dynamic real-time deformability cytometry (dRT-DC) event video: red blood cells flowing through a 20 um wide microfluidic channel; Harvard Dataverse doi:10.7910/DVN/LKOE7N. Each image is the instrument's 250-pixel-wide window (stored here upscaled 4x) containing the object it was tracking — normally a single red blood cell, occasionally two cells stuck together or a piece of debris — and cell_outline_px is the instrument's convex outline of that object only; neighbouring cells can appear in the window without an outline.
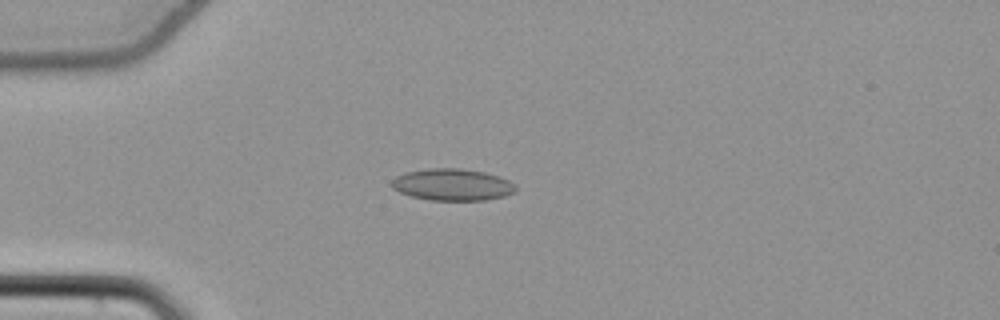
{"species": "common noctule bat (a hibernating species)", "species_latin": "Nyctalus noctula", "temperature_condition": "cold", "stored_images_in_passage": 42, "camera_frame_rate_fps": 3000, "um_per_image_px": 0.085, "animal": {"sex": "female", "body_mass_g": 22.7, "forearm_length_mm": 54.2}, "frame": {"image": 1, "passage_image": 3, "time_ms": 0.667, "image_size_px": [1000, 320], "cell_outline_px": [[516, 188], [512, 192], [504, 196], [484, 200], [432, 200], [412, 196], [400, 192], [392, 188], [392, 180], [396, 176], [404, 172], [428, 168], [460, 168], [484, 172], [500, 176], [516, 184]], "centroid_in_image_um": [38.44, 15.68], "position_along_channel_um": 46.6, "area_um2": 22.95}}
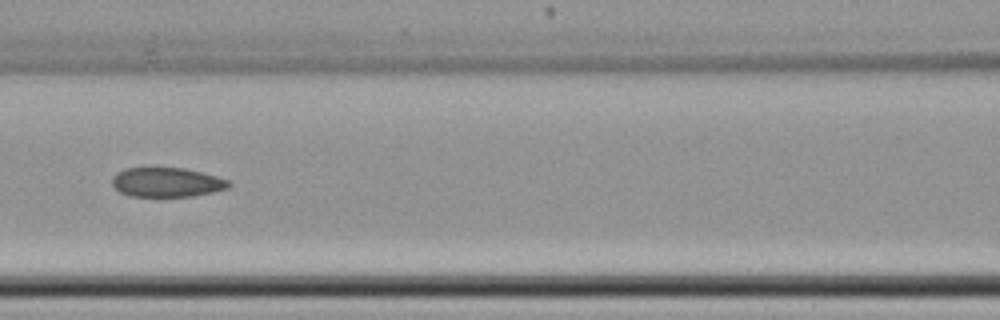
{"frame": {"image": 2, "passage_image": 13, "time_ms": 4.0, "image_size_px": [1000, 320], "cell_outline_px": [[232, 184], [228, 188], [212, 192], [192, 196], [128, 196], [120, 192], [112, 184], [112, 176], [116, 172], [124, 168], [184, 168], [216, 176], [228, 180]], "centroid_in_image_um": [14.15, 15.49], "position_along_channel_um": 152.4, "area_um2": 19.94}}
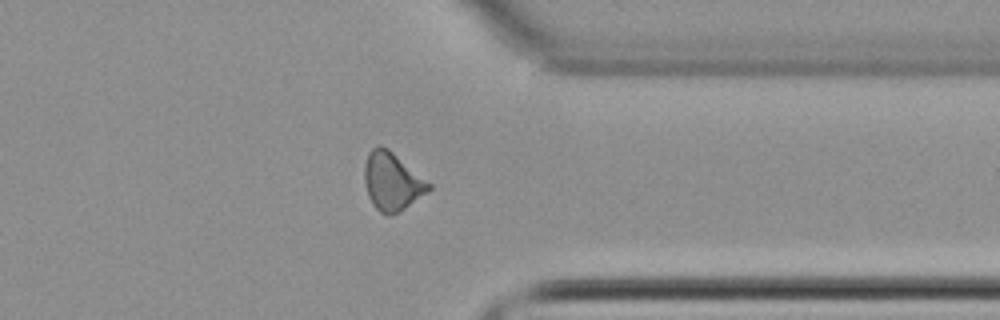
{"frame": {"image": 3, "passage_image": 31, "time_ms": 10.0, "image_size_px": [1000, 320], "cell_outline_px": [[432, 188], [428, 192], [404, 208], [388, 216], [380, 212], [372, 204], [368, 196], [364, 180], [364, 164], [368, 152], [376, 144], [380, 144], [388, 148], [432, 184]], "centroid_in_image_um": [33.31, 15.39], "position_along_channel_um": 378.1, "area_um2": 21.79}, "authors_computed_cell_mechanics": {"area_um2": 20.9814, "velocity_mm_per_s": 3.8323, "shape_relaxation_time_tau1_ms": null, "shape_relaxation_time_tau2_ms": 3.2642, "deformation_change_tau1": null, "deformation_change_tau2": 0.0927}}